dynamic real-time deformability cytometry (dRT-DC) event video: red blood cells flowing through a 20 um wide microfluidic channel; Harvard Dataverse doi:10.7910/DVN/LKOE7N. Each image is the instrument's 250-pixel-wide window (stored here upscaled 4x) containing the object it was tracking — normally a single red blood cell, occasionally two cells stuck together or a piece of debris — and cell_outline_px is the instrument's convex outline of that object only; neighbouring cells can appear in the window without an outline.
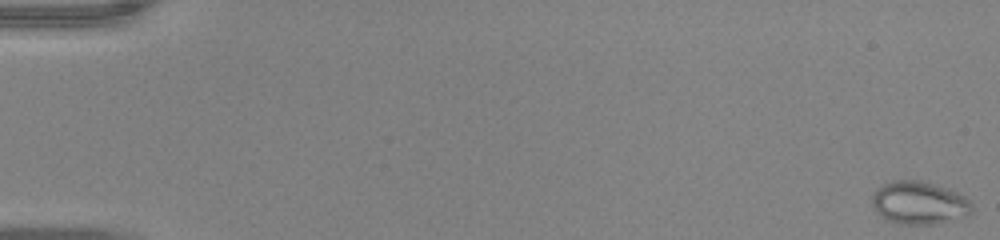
{"species": "common noctule bat (a hibernating species)", "species_latin": "Nyctalus noctula", "temperature_condition": "warm", "stored_images_in_passage": 54, "camera_frame_rate_fps": 3000, "um_per_image_px": 0.085, "animal": {"sex": "male", "body_mass_g": 20.0, "forearm_length_mm": 53.3}, "frame": {"image": 1, "passage_image": 1, "time_ms": 0.0, "image_size_px": [1000, 240], "cell_outline_px": [[972, 212], [932, 224], [896, 224], [888, 220], [872, 204], [872, 192], [876, 188], [892, 180], [924, 180], [948, 188], [964, 196], [972, 204]], "centroid_in_image_um": [78.09, 17.2], "position_along_channel_um": 6.9, "area_um2": 24.57}}
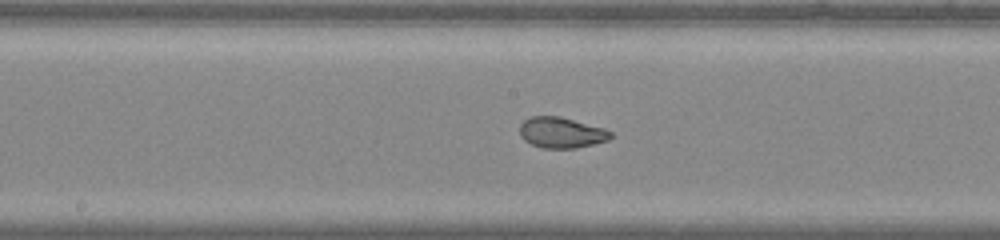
{"frame": {"image": 2, "passage_image": 29, "time_ms": 9.333, "image_size_px": [1000, 240], "cell_outline_px": [[612, 136], [608, 140], [576, 148], [544, 148], [532, 144], [524, 140], [520, 136], [520, 124], [524, 120], [532, 116], [560, 116], [604, 128], [612, 132]], "centroid_in_image_um": [47.71, 11.26], "position_along_channel_um": 200.5, "area_um2": 16.24}}
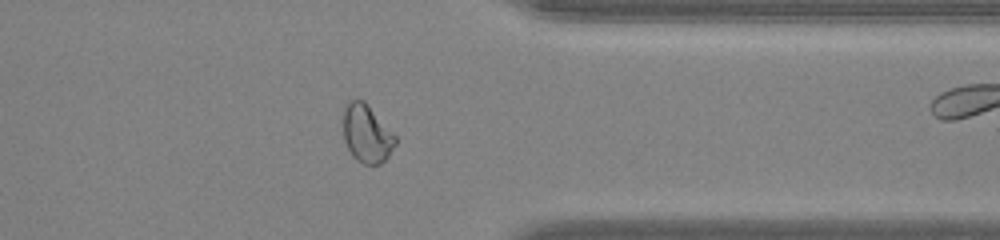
{"frame": {"image": 3, "passage_image": 43, "time_ms": 14.0, "image_size_px": [1000, 240], "cell_outline_px": [[396, 144], [388, 156], [380, 164], [364, 164], [356, 160], [352, 156], [344, 140], [344, 104], [348, 100], [364, 100], [396, 136]], "centroid_in_image_um": [31.16, 11.36], "position_along_channel_um": 380.2, "area_um2": 17.57}, "authors_computed_cell_mechanics": {"area_um2": 20.6635, "velocity_mm_per_s": 3.9629, "shape_relaxation_time_tau1_ms": 9.7814, "shape_relaxation_time_tau2_ms": 0.4363, "deformation_change_tau1": 0.2104, "deformation_change_tau2": 0.0529}}